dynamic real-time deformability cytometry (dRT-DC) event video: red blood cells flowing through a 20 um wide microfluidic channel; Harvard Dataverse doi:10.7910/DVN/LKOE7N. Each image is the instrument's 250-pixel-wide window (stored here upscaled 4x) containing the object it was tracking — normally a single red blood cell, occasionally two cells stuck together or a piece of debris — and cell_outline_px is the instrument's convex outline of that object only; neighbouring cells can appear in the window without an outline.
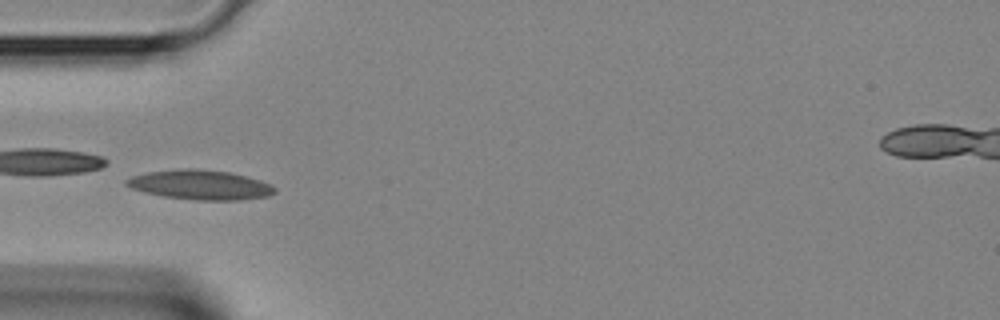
{"species": "Egyptian fruit bat (a non-hibernating species)", "species_latin": "Rousettus aegyptiacus", "temperature_condition": "room temperature", "stored_images_in_passage": 3, "camera_frame_rate_fps": 3000, "um_per_image_px": 0.085, "animal": {"sex": "female"}, "frame": {"image": 1, "passage_image": 3, "time_ms": 0.667, "image_size_px": [1000, 320], "cell_outline_px": [[276, 192], [268, 196], [240, 200], [196, 200], [164, 196], [144, 192], [132, 188], [124, 184], [124, 180], [132, 176], [148, 172], [188, 168], [196, 168], [228, 172], [260, 180], [276, 188]], "centroid_in_image_um": [17.0, 15.71], "position_along_channel_um": 68.0, "area_um2": 25.37}}